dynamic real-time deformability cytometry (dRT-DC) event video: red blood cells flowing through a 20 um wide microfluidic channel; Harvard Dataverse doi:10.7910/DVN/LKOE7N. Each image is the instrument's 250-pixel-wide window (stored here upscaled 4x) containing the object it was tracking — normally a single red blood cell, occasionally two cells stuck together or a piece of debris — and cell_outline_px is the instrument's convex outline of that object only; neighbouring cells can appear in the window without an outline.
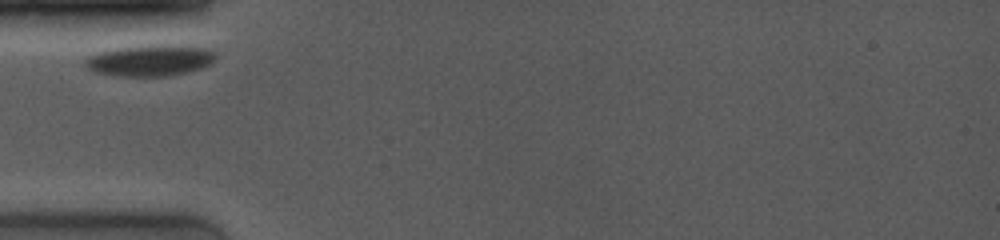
{"species": "common noctule bat (a hibernating species)", "species_latin": "Nyctalus noctula", "temperature_condition": "room temperature", "stored_images_in_passage": 19, "camera_frame_rate_fps": 4000, "um_per_image_px": 0.085, "animal": {"sex": "female", "body_mass_g": 19.0, "forearm_length_mm": 53.3}, "frame": {"image": 1, "passage_image": 1, "time_ms": 0.0, "image_size_px": [1000, 240], "cell_outline_px": [[216, 56], [208, 64], [200, 68], [188, 72], [168, 76], [116, 76], [96, 72], [88, 68], [84, 64], [84, 60], [88, 56], [96, 52], [120, 48], [148, 44], [184, 44], [208, 48], [216, 52]], "centroid_in_image_um": [12.77, 5.11], "position_along_channel_um": 72.2, "area_um2": 24.16}}
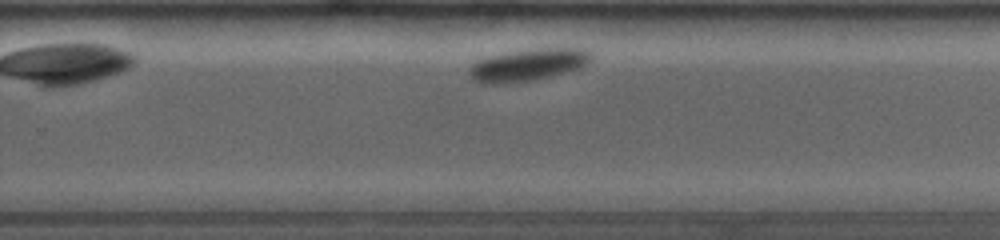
{"frame": {"image": 2, "passage_image": 14, "time_ms": 6.25, "image_size_px": [1000, 240], "cell_outline_px": [[592, 60], [588, 64], [580, 68], [532, 80], [492, 84], [484, 84], [472, 80], [468, 72], [468, 68], [472, 64], [480, 60], [492, 56], [508, 52], [528, 48], [584, 48], [592, 52]], "centroid_in_image_um": [44.91, 5.5], "position_along_channel_um": 284.9, "area_um2": 22.83}}
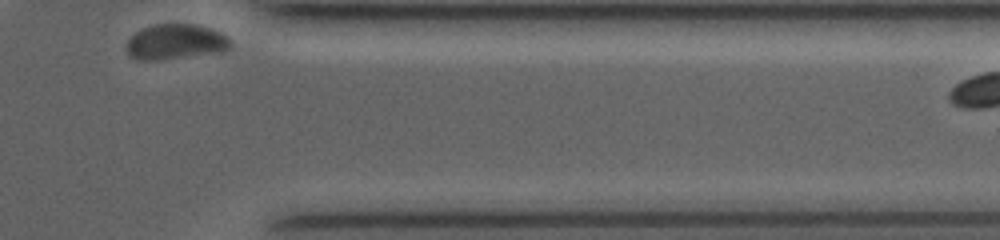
{"frame": {"image": 3, "passage_image": 19, "time_ms": 9.5, "image_size_px": [1000, 240], "cell_outline_px": [[232, 48], [224, 52], [156, 60], [136, 60], [128, 56], [128, 40], [140, 28], [156, 24], [196, 24], [220, 32], [232, 44]], "centroid_in_image_um": [14.93, 3.56], "position_along_channel_um": 396.5, "area_um2": 21.39}}